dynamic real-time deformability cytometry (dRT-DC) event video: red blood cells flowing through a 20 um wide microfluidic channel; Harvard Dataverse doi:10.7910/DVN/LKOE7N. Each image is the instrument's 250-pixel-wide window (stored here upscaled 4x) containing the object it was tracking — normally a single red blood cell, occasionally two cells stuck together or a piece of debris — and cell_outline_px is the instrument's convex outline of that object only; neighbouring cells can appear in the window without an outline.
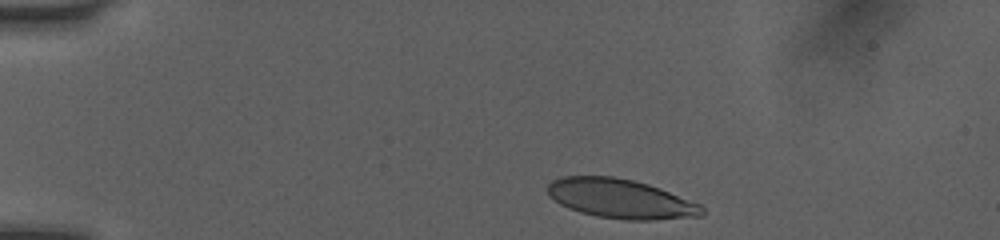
{"species": "human", "species_latin": "Homo sapiens", "temperature_condition": "room temperature", "stored_images_in_passage": 43, "camera_frame_rate_fps": 3000, "um_per_image_px": 0.085, "donor": {"sex": "female"}, "frame": {"image": 1, "passage_image": 2, "time_ms": 0.333, "image_size_px": [1000, 240], "cell_outline_px": [[704, 216], [656, 220], [624, 220], [596, 216], [580, 212], [568, 208], [560, 204], [548, 196], [548, 184], [552, 180], [560, 176], [612, 176], [632, 180], [648, 184], [660, 188], [700, 204], [704, 208]], "centroid_in_image_um": [52.75, 16.9], "position_along_channel_um": 32.3, "area_um2": 35.6}}
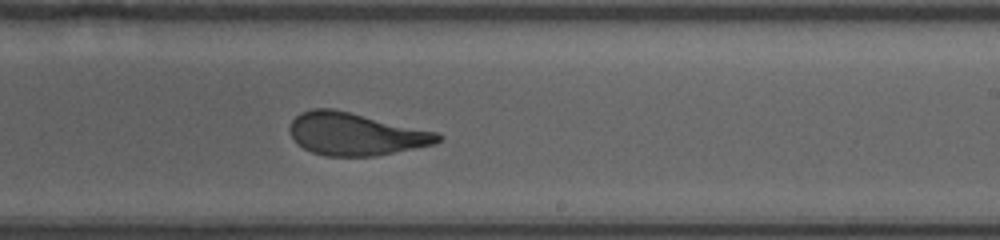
{"frame": {"image": 2, "passage_image": 24, "time_ms": 7.667, "image_size_px": [1000, 240], "cell_outline_px": [[444, 140], [436, 144], [376, 156], [324, 156], [312, 152], [304, 148], [292, 136], [288, 128], [292, 120], [300, 112], [312, 108], [332, 108], [440, 132], [444, 136]], "centroid_in_image_um": [30.29, 11.39], "position_along_channel_um": 258.7, "area_um2": 37.05}}
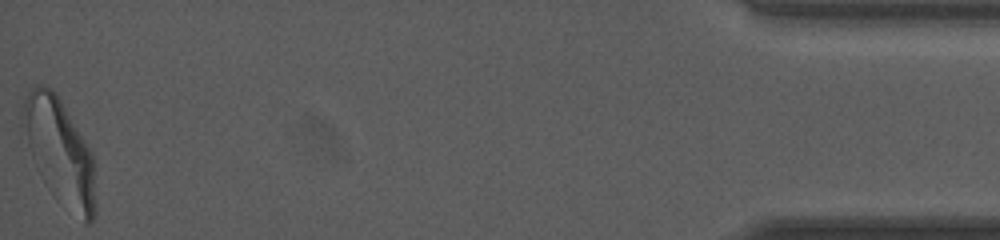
{"frame": {"image": 3, "passage_image": 43, "time_ms": 14.0, "image_size_px": [1000, 240], "cell_outline_px": [[96, 212], [92, 224], [84, 224], [28, 144], [20, 132], [20, 112], [24, 96], [36, 84], [40, 84], [52, 88], [56, 92], [92, 152]], "centroid_in_image_um": [5.09, 12.61], "position_along_channel_um": 430.1, "area_um2": 41.38}, "authors_computed_cell_mechanics": {"area_um2": 37.4544, "velocity_mm_per_s": 4.0519, "shape_relaxation_time_tau1_ms": 4.8371, "shape_relaxation_time_tau2_ms": 0.697, "deformation_change_tau1": 0.1954, "deformation_change_tau2": 0.0625}}